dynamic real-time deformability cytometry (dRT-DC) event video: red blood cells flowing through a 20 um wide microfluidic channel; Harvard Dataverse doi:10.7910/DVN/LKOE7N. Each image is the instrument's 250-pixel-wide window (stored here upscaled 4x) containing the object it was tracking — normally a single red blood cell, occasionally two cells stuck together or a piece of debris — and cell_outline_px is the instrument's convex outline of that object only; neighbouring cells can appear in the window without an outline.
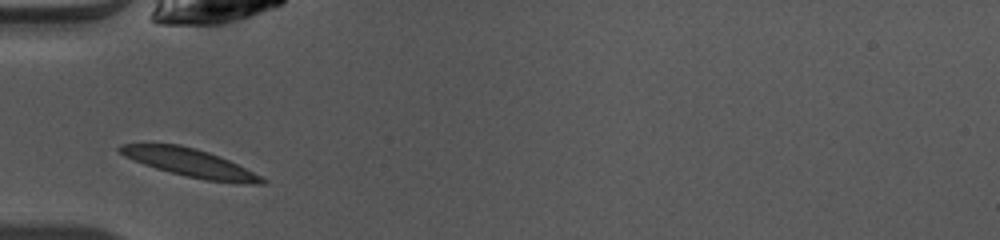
{"species": "common noctule bat (a hibernating species)", "species_latin": "Nyctalus noctula", "temperature_condition": "warm", "stored_images_in_passage": 34, "camera_frame_rate_fps": 3000, "um_per_image_px": 0.085, "animal": {"sex": "female", "body_mass_g": 10.0, "forearm_length_mm": 53.1}, "frame": {"image": 1, "passage_image": 1, "time_ms": 0.0, "image_size_px": [1000, 240], "cell_outline_px": [[268, 180], [264, 184], [244, 184], [204, 180], [156, 168], [144, 164], [124, 156], [116, 148], [120, 144], [180, 144], [196, 148], [208, 152], [228, 160]], "centroid_in_image_um": [16.15, 13.84], "position_along_channel_um": 68.9, "area_um2": 22.89}}
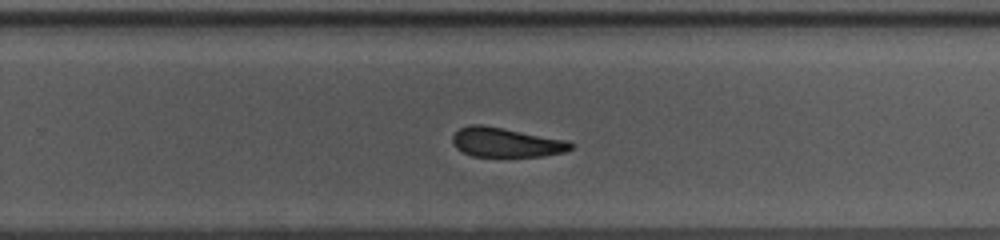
{"frame": {"image": 2, "passage_image": 17, "time_ms": 5.333, "image_size_px": [1000, 240], "cell_outline_px": [[572, 148], [564, 152], [544, 156], [472, 156], [456, 148], [452, 144], [452, 136], [460, 128], [468, 124], [480, 124], [504, 128], [568, 140], [572, 144]], "centroid_in_image_um": [42.99, 12.09], "position_along_channel_um": 286.8, "area_um2": 20.29}}
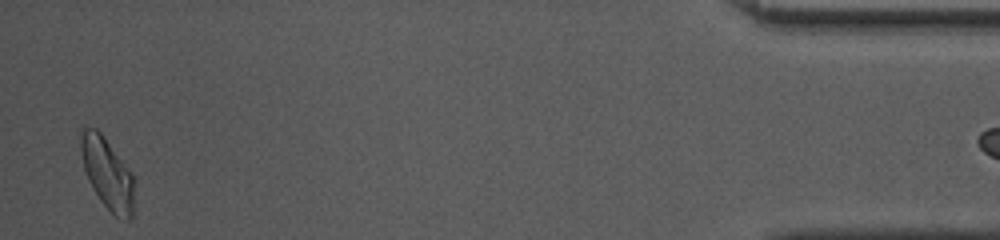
{"frame": {"image": 3, "passage_image": 33, "time_ms": 10.667, "image_size_px": [1000, 240], "cell_outline_px": [[132, 220], [124, 220], [116, 216], [100, 200], [92, 188], [88, 180], [84, 168], [80, 152], [80, 128], [96, 128], [100, 132], [132, 172]], "centroid_in_image_um": [9.08, 14.71], "position_along_channel_um": 426.1, "area_um2": 21.85}}